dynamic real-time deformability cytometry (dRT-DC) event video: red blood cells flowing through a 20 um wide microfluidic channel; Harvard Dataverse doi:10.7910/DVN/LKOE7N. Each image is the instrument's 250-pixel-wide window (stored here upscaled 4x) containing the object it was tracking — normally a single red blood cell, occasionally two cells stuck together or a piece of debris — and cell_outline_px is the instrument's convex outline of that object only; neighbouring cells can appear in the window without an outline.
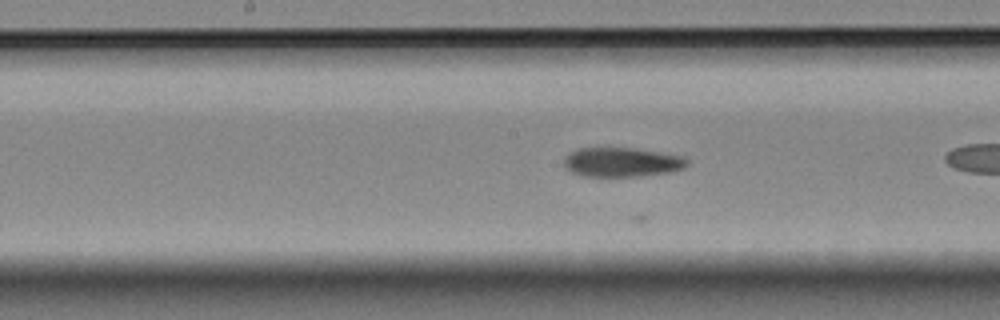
{"species": "Egyptian fruit bat (a non-hibernating species)", "species_latin": "Rousettus aegyptiacus", "temperature_condition": "room temperature", "stored_images_in_passage": 13, "camera_frame_rate_fps": 3000, "um_per_image_px": 0.085, "animal": {"sex": "female"}, "frame": {"image": 1, "passage_image": 6, "time_ms": 1.667, "image_size_px": [1000, 320], "cell_outline_px": [[688, 164], [684, 168], [672, 172], [640, 176], [580, 176], [572, 172], [564, 164], [564, 160], [576, 148], [632, 148], [680, 156], [688, 160]], "centroid_in_image_um": [52.86, 13.79], "position_along_channel_um": 195.3, "area_um2": 20.75}}